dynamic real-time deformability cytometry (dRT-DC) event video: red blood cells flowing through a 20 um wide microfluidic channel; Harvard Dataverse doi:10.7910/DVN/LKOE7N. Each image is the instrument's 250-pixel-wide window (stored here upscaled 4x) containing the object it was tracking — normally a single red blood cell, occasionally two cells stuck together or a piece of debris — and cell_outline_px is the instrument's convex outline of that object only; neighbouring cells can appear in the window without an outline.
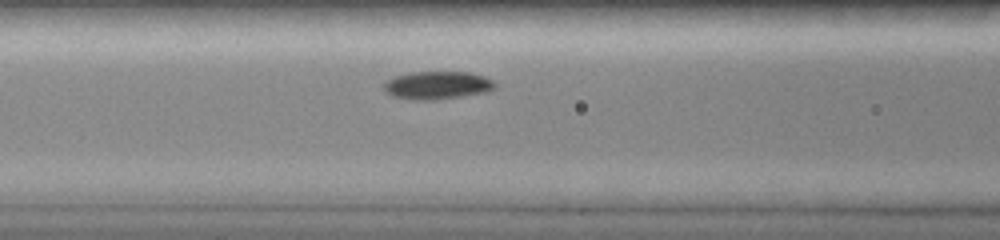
{"species": "common noctule bat (a hibernating species)", "species_latin": "Nyctalus noctula", "temperature_condition": "room temperature", "stored_images_in_passage": 21, "camera_frame_rate_fps": 3000, "um_per_image_px": 0.085, "animal": {"sex": "female", "body_mass_g": 19.0, "forearm_length_mm": 51.5}, "frame": {"image": 1, "passage_image": 16, "time_ms": 3.667, "image_size_px": [1000, 240], "cell_outline_px": [[496, 84], [492, 88], [484, 92], [436, 100], [412, 100], [392, 96], [384, 92], [384, 84], [388, 80], [396, 76], [412, 72], [468, 72], [484, 76], [496, 80]], "centroid_in_image_um": [37.15, 7.25], "position_along_channel_um": 129.4, "area_um2": 18.03}}